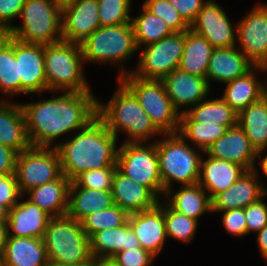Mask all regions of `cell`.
Masks as SVG:
<instances>
[{"label": "cell", "mask_w": 267, "mask_h": 266, "mask_svg": "<svg viewBox=\"0 0 267 266\" xmlns=\"http://www.w3.org/2000/svg\"><path fill=\"white\" fill-rule=\"evenodd\" d=\"M50 93V99L20 103L31 147L55 148L59 137L80 131L97 117V98L92 91Z\"/></svg>", "instance_id": "6da1fadb"}, {"label": "cell", "mask_w": 267, "mask_h": 266, "mask_svg": "<svg viewBox=\"0 0 267 266\" xmlns=\"http://www.w3.org/2000/svg\"><path fill=\"white\" fill-rule=\"evenodd\" d=\"M73 138L56 143L61 171L71 182L81 173L103 167H117L118 137L96 117Z\"/></svg>", "instance_id": "7a4b0ae2"}, {"label": "cell", "mask_w": 267, "mask_h": 266, "mask_svg": "<svg viewBox=\"0 0 267 266\" xmlns=\"http://www.w3.org/2000/svg\"><path fill=\"white\" fill-rule=\"evenodd\" d=\"M118 87L105 104L97 99V117L116 137L124 133L123 143L152 142L163 134L154 126L134 94L118 79Z\"/></svg>", "instance_id": "3957f363"}, {"label": "cell", "mask_w": 267, "mask_h": 266, "mask_svg": "<svg viewBox=\"0 0 267 266\" xmlns=\"http://www.w3.org/2000/svg\"><path fill=\"white\" fill-rule=\"evenodd\" d=\"M47 92L91 91L81 45L67 41L44 45Z\"/></svg>", "instance_id": "277c9868"}, {"label": "cell", "mask_w": 267, "mask_h": 266, "mask_svg": "<svg viewBox=\"0 0 267 266\" xmlns=\"http://www.w3.org/2000/svg\"><path fill=\"white\" fill-rule=\"evenodd\" d=\"M162 136L164 138L153 142L156 144L159 158L164 195L166 191L173 188L174 182L181 186L197 184L202 150L191 147L179 133Z\"/></svg>", "instance_id": "5b68a950"}, {"label": "cell", "mask_w": 267, "mask_h": 266, "mask_svg": "<svg viewBox=\"0 0 267 266\" xmlns=\"http://www.w3.org/2000/svg\"><path fill=\"white\" fill-rule=\"evenodd\" d=\"M84 62L110 64L117 67L118 78L132 70L123 68V64L139 52L132 22L116 26H100L82 44Z\"/></svg>", "instance_id": "8992f818"}, {"label": "cell", "mask_w": 267, "mask_h": 266, "mask_svg": "<svg viewBox=\"0 0 267 266\" xmlns=\"http://www.w3.org/2000/svg\"><path fill=\"white\" fill-rule=\"evenodd\" d=\"M21 24L6 33L27 43L48 45L62 40V6L56 0H25Z\"/></svg>", "instance_id": "52a82bcc"}, {"label": "cell", "mask_w": 267, "mask_h": 266, "mask_svg": "<svg viewBox=\"0 0 267 266\" xmlns=\"http://www.w3.org/2000/svg\"><path fill=\"white\" fill-rule=\"evenodd\" d=\"M49 262L61 264H91L90 240L81 222L68 217H53L43 236Z\"/></svg>", "instance_id": "ba28073f"}, {"label": "cell", "mask_w": 267, "mask_h": 266, "mask_svg": "<svg viewBox=\"0 0 267 266\" xmlns=\"http://www.w3.org/2000/svg\"><path fill=\"white\" fill-rule=\"evenodd\" d=\"M118 79L134 94L162 134L178 133L181 114L167 95L162 80L141 79L132 73Z\"/></svg>", "instance_id": "9c48e42d"}, {"label": "cell", "mask_w": 267, "mask_h": 266, "mask_svg": "<svg viewBox=\"0 0 267 266\" xmlns=\"http://www.w3.org/2000/svg\"><path fill=\"white\" fill-rule=\"evenodd\" d=\"M116 166L122 174L148 187L160 200L163 199L164 189L155 142L120 144Z\"/></svg>", "instance_id": "30bf717a"}, {"label": "cell", "mask_w": 267, "mask_h": 266, "mask_svg": "<svg viewBox=\"0 0 267 266\" xmlns=\"http://www.w3.org/2000/svg\"><path fill=\"white\" fill-rule=\"evenodd\" d=\"M184 50V31L142 47L132 74L141 79L162 80L179 67Z\"/></svg>", "instance_id": "8fae6325"}, {"label": "cell", "mask_w": 267, "mask_h": 266, "mask_svg": "<svg viewBox=\"0 0 267 266\" xmlns=\"http://www.w3.org/2000/svg\"><path fill=\"white\" fill-rule=\"evenodd\" d=\"M15 175L22 195L62 175L55 148L30 147L18 154Z\"/></svg>", "instance_id": "7c38bea8"}, {"label": "cell", "mask_w": 267, "mask_h": 266, "mask_svg": "<svg viewBox=\"0 0 267 266\" xmlns=\"http://www.w3.org/2000/svg\"><path fill=\"white\" fill-rule=\"evenodd\" d=\"M238 49L258 66L267 61V3H257L237 23Z\"/></svg>", "instance_id": "4fadbf2b"}, {"label": "cell", "mask_w": 267, "mask_h": 266, "mask_svg": "<svg viewBox=\"0 0 267 266\" xmlns=\"http://www.w3.org/2000/svg\"><path fill=\"white\" fill-rule=\"evenodd\" d=\"M231 23L220 4L207 0L190 29L206 38L214 48H226L237 44V24Z\"/></svg>", "instance_id": "5bb4252c"}, {"label": "cell", "mask_w": 267, "mask_h": 266, "mask_svg": "<svg viewBox=\"0 0 267 266\" xmlns=\"http://www.w3.org/2000/svg\"><path fill=\"white\" fill-rule=\"evenodd\" d=\"M101 26L98 0H74L62 5V40L81 45Z\"/></svg>", "instance_id": "9a60e30c"}, {"label": "cell", "mask_w": 267, "mask_h": 266, "mask_svg": "<svg viewBox=\"0 0 267 266\" xmlns=\"http://www.w3.org/2000/svg\"><path fill=\"white\" fill-rule=\"evenodd\" d=\"M14 53L21 79V94L47 92L44 45L27 44L14 38Z\"/></svg>", "instance_id": "2e32d148"}, {"label": "cell", "mask_w": 267, "mask_h": 266, "mask_svg": "<svg viewBox=\"0 0 267 266\" xmlns=\"http://www.w3.org/2000/svg\"><path fill=\"white\" fill-rule=\"evenodd\" d=\"M258 168L246 171L233 185L217 194L212 201V213L245 208L267 195ZM265 185V186H264Z\"/></svg>", "instance_id": "e0dca14e"}, {"label": "cell", "mask_w": 267, "mask_h": 266, "mask_svg": "<svg viewBox=\"0 0 267 266\" xmlns=\"http://www.w3.org/2000/svg\"><path fill=\"white\" fill-rule=\"evenodd\" d=\"M162 81L167 95L180 114L206 99L211 90L206 78L188 74L179 68L166 75Z\"/></svg>", "instance_id": "ac0fdd59"}, {"label": "cell", "mask_w": 267, "mask_h": 266, "mask_svg": "<svg viewBox=\"0 0 267 266\" xmlns=\"http://www.w3.org/2000/svg\"><path fill=\"white\" fill-rule=\"evenodd\" d=\"M128 222L140 247L158 257L168 239L164 221V199L152 209L129 214Z\"/></svg>", "instance_id": "d6986e66"}, {"label": "cell", "mask_w": 267, "mask_h": 266, "mask_svg": "<svg viewBox=\"0 0 267 266\" xmlns=\"http://www.w3.org/2000/svg\"><path fill=\"white\" fill-rule=\"evenodd\" d=\"M23 197L25 195L9 210L6 222L8 236L42 239L52 217Z\"/></svg>", "instance_id": "ffe728a7"}, {"label": "cell", "mask_w": 267, "mask_h": 266, "mask_svg": "<svg viewBox=\"0 0 267 266\" xmlns=\"http://www.w3.org/2000/svg\"><path fill=\"white\" fill-rule=\"evenodd\" d=\"M205 153L211 158L227 160L243 166L247 171L256 165V150L246 133L237 124L216 140Z\"/></svg>", "instance_id": "44dd1931"}, {"label": "cell", "mask_w": 267, "mask_h": 266, "mask_svg": "<svg viewBox=\"0 0 267 266\" xmlns=\"http://www.w3.org/2000/svg\"><path fill=\"white\" fill-rule=\"evenodd\" d=\"M112 200L128 214L152 209L160 201L148 187L122 174L117 168L112 179Z\"/></svg>", "instance_id": "7402d4cb"}, {"label": "cell", "mask_w": 267, "mask_h": 266, "mask_svg": "<svg viewBox=\"0 0 267 266\" xmlns=\"http://www.w3.org/2000/svg\"><path fill=\"white\" fill-rule=\"evenodd\" d=\"M201 158L198 184L208 192L211 200L233 185L247 170L236 163L209 157Z\"/></svg>", "instance_id": "603a6c76"}, {"label": "cell", "mask_w": 267, "mask_h": 266, "mask_svg": "<svg viewBox=\"0 0 267 266\" xmlns=\"http://www.w3.org/2000/svg\"><path fill=\"white\" fill-rule=\"evenodd\" d=\"M255 65L241 52L237 46L214 48L207 72V82L225 84L235 78L244 76Z\"/></svg>", "instance_id": "cb8c5ba5"}, {"label": "cell", "mask_w": 267, "mask_h": 266, "mask_svg": "<svg viewBox=\"0 0 267 266\" xmlns=\"http://www.w3.org/2000/svg\"><path fill=\"white\" fill-rule=\"evenodd\" d=\"M0 143L18 153L31 147L20 102L0 101Z\"/></svg>", "instance_id": "d4e9b609"}, {"label": "cell", "mask_w": 267, "mask_h": 266, "mask_svg": "<svg viewBox=\"0 0 267 266\" xmlns=\"http://www.w3.org/2000/svg\"><path fill=\"white\" fill-rule=\"evenodd\" d=\"M89 240L93 260H110L121 250L140 247L128 221L120 227L98 231Z\"/></svg>", "instance_id": "484cf974"}, {"label": "cell", "mask_w": 267, "mask_h": 266, "mask_svg": "<svg viewBox=\"0 0 267 266\" xmlns=\"http://www.w3.org/2000/svg\"><path fill=\"white\" fill-rule=\"evenodd\" d=\"M70 183L71 181L62 174L55 181L32 188L24 195L52 218L65 216L68 209Z\"/></svg>", "instance_id": "4316f807"}, {"label": "cell", "mask_w": 267, "mask_h": 266, "mask_svg": "<svg viewBox=\"0 0 267 266\" xmlns=\"http://www.w3.org/2000/svg\"><path fill=\"white\" fill-rule=\"evenodd\" d=\"M48 263L43 239L8 236L3 266H47Z\"/></svg>", "instance_id": "83f0119b"}, {"label": "cell", "mask_w": 267, "mask_h": 266, "mask_svg": "<svg viewBox=\"0 0 267 266\" xmlns=\"http://www.w3.org/2000/svg\"><path fill=\"white\" fill-rule=\"evenodd\" d=\"M163 199L176 212L198 222L200 216L206 212L212 213L211 198L198 183L182 186L177 191L170 188L165 192Z\"/></svg>", "instance_id": "f1b7e54d"}, {"label": "cell", "mask_w": 267, "mask_h": 266, "mask_svg": "<svg viewBox=\"0 0 267 266\" xmlns=\"http://www.w3.org/2000/svg\"><path fill=\"white\" fill-rule=\"evenodd\" d=\"M255 71L259 72L260 68L255 66L244 76L225 83L221 98L237 113L263 97V81L256 76Z\"/></svg>", "instance_id": "f546056e"}, {"label": "cell", "mask_w": 267, "mask_h": 266, "mask_svg": "<svg viewBox=\"0 0 267 266\" xmlns=\"http://www.w3.org/2000/svg\"><path fill=\"white\" fill-rule=\"evenodd\" d=\"M214 47L191 29L184 31V50L179 69L188 74L206 78Z\"/></svg>", "instance_id": "4dcf8cb0"}, {"label": "cell", "mask_w": 267, "mask_h": 266, "mask_svg": "<svg viewBox=\"0 0 267 266\" xmlns=\"http://www.w3.org/2000/svg\"><path fill=\"white\" fill-rule=\"evenodd\" d=\"M113 205L112 191L69 187L67 216L78 222L93 212Z\"/></svg>", "instance_id": "1f68e13d"}, {"label": "cell", "mask_w": 267, "mask_h": 266, "mask_svg": "<svg viewBox=\"0 0 267 266\" xmlns=\"http://www.w3.org/2000/svg\"><path fill=\"white\" fill-rule=\"evenodd\" d=\"M237 117L238 113L219 97L202 100L187 112L181 114L180 122L217 123L232 128L237 125Z\"/></svg>", "instance_id": "d6a6232c"}, {"label": "cell", "mask_w": 267, "mask_h": 266, "mask_svg": "<svg viewBox=\"0 0 267 266\" xmlns=\"http://www.w3.org/2000/svg\"><path fill=\"white\" fill-rule=\"evenodd\" d=\"M237 124L255 150L267 148V99L250 104L238 113Z\"/></svg>", "instance_id": "836d02e7"}, {"label": "cell", "mask_w": 267, "mask_h": 266, "mask_svg": "<svg viewBox=\"0 0 267 266\" xmlns=\"http://www.w3.org/2000/svg\"><path fill=\"white\" fill-rule=\"evenodd\" d=\"M0 93L21 95V79L14 53V38L0 34Z\"/></svg>", "instance_id": "e575fe53"}, {"label": "cell", "mask_w": 267, "mask_h": 266, "mask_svg": "<svg viewBox=\"0 0 267 266\" xmlns=\"http://www.w3.org/2000/svg\"><path fill=\"white\" fill-rule=\"evenodd\" d=\"M141 8L143 12L131 19L138 50L173 33L160 17L153 15L143 5Z\"/></svg>", "instance_id": "d590c367"}, {"label": "cell", "mask_w": 267, "mask_h": 266, "mask_svg": "<svg viewBox=\"0 0 267 266\" xmlns=\"http://www.w3.org/2000/svg\"><path fill=\"white\" fill-rule=\"evenodd\" d=\"M229 128L217 123L180 122L178 133L197 149L205 152L216 140L225 135Z\"/></svg>", "instance_id": "8d00e7d4"}, {"label": "cell", "mask_w": 267, "mask_h": 266, "mask_svg": "<svg viewBox=\"0 0 267 266\" xmlns=\"http://www.w3.org/2000/svg\"><path fill=\"white\" fill-rule=\"evenodd\" d=\"M129 214L117 205H112L101 211H96L81 221L82 229L90 238L94 233L120 227L128 221Z\"/></svg>", "instance_id": "74e56055"}, {"label": "cell", "mask_w": 267, "mask_h": 266, "mask_svg": "<svg viewBox=\"0 0 267 266\" xmlns=\"http://www.w3.org/2000/svg\"><path fill=\"white\" fill-rule=\"evenodd\" d=\"M164 221L167 238L189 244L194 240L199 222L173 210L164 201Z\"/></svg>", "instance_id": "f35d334b"}, {"label": "cell", "mask_w": 267, "mask_h": 266, "mask_svg": "<svg viewBox=\"0 0 267 266\" xmlns=\"http://www.w3.org/2000/svg\"><path fill=\"white\" fill-rule=\"evenodd\" d=\"M132 0H98L101 26H116L130 23Z\"/></svg>", "instance_id": "ab89813d"}, {"label": "cell", "mask_w": 267, "mask_h": 266, "mask_svg": "<svg viewBox=\"0 0 267 266\" xmlns=\"http://www.w3.org/2000/svg\"><path fill=\"white\" fill-rule=\"evenodd\" d=\"M142 5L153 15L166 22L172 32H183L190 29V26L168 0H145Z\"/></svg>", "instance_id": "60d3db41"}, {"label": "cell", "mask_w": 267, "mask_h": 266, "mask_svg": "<svg viewBox=\"0 0 267 266\" xmlns=\"http://www.w3.org/2000/svg\"><path fill=\"white\" fill-rule=\"evenodd\" d=\"M116 168L117 167H103L83 172L70 183V187L112 191V179Z\"/></svg>", "instance_id": "b9f144b4"}, {"label": "cell", "mask_w": 267, "mask_h": 266, "mask_svg": "<svg viewBox=\"0 0 267 266\" xmlns=\"http://www.w3.org/2000/svg\"><path fill=\"white\" fill-rule=\"evenodd\" d=\"M156 256L141 247L121 250L110 261L115 266H151Z\"/></svg>", "instance_id": "7bdbcfd3"}, {"label": "cell", "mask_w": 267, "mask_h": 266, "mask_svg": "<svg viewBox=\"0 0 267 266\" xmlns=\"http://www.w3.org/2000/svg\"><path fill=\"white\" fill-rule=\"evenodd\" d=\"M264 197L266 198V195L244 208L247 234H256L267 225V203L264 202Z\"/></svg>", "instance_id": "ee69618b"}, {"label": "cell", "mask_w": 267, "mask_h": 266, "mask_svg": "<svg viewBox=\"0 0 267 266\" xmlns=\"http://www.w3.org/2000/svg\"><path fill=\"white\" fill-rule=\"evenodd\" d=\"M222 226L227 233L233 237H243L247 235V226L243 208L222 211Z\"/></svg>", "instance_id": "f6af8a7d"}, {"label": "cell", "mask_w": 267, "mask_h": 266, "mask_svg": "<svg viewBox=\"0 0 267 266\" xmlns=\"http://www.w3.org/2000/svg\"><path fill=\"white\" fill-rule=\"evenodd\" d=\"M22 194L15 173L0 176V203L9 210L19 202Z\"/></svg>", "instance_id": "bcb514c9"}, {"label": "cell", "mask_w": 267, "mask_h": 266, "mask_svg": "<svg viewBox=\"0 0 267 266\" xmlns=\"http://www.w3.org/2000/svg\"><path fill=\"white\" fill-rule=\"evenodd\" d=\"M25 0H0V34L7 33L19 18Z\"/></svg>", "instance_id": "7dc6e473"}, {"label": "cell", "mask_w": 267, "mask_h": 266, "mask_svg": "<svg viewBox=\"0 0 267 266\" xmlns=\"http://www.w3.org/2000/svg\"><path fill=\"white\" fill-rule=\"evenodd\" d=\"M190 26L207 0H168Z\"/></svg>", "instance_id": "c3c4849f"}, {"label": "cell", "mask_w": 267, "mask_h": 266, "mask_svg": "<svg viewBox=\"0 0 267 266\" xmlns=\"http://www.w3.org/2000/svg\"><path fill=\"white\" fill-rule=\"evenodd\" d=\"M18 152L0 143V176L15 173Z\"/></svg>", "instance_id": "681fc988"}, {"label": "cell", "mask_w": 267, "mask_h": 266, "mask_svg": "<svg viewBox=\"0 0 267 266\" xmlns=\"http://www.w3.org/2000/svg\"><path fill=\"white\" fill-rule=\"evenodd\" d=\"M255 236L262 258L267 262V225L257 232Z\"/></svg>", "instance_id": "f907efd6"}, {"label": "cell", "mask_w": 267, "mask_h": 266, "mask_svg": "<svg viewBox=\"0 0 267 266\" xmlns=\"http://www.w3.org/2000/svg\"><path fill=\"white\" fill-rule=\"evenodd\" d=\"M8 232L6 222H0V255H4L5 245L7 243Z\"/></svg>", "instance_id": "816d5d0a"}, {"label": "cell", "mask_w": 267, "mask_h": 266, "mask_svg": "<svg viewBox=\"0 0 267 266\" xmlns=\"http://www.w3.org/2000/svg\"><path fill=\"white\" fill-rule=\"evenodd\" d=\"M266 150L267 148H261V149L256 150L255 159H258L260 161V165H261L260 167H261L262 173L266 175L267 177V155H263V153L266 152Z\"/></svg>", "instance_id": "f5cc1de1"}, {"label": "cell", "mask_w": 267, "mask_h": 266, "mask_svg": "<svg viewBox=\"0 0 267 266\" xmlns=\"http://www.w3.org/2000/svg\"><path fill=\"white\" fill-rule=\"evenodd\" d=\"M260 68V72H266L267 73V61L262 62L261 64L258 65ZM262 87H263V98L267 99V80L262 82ZM266 83V84H265Z\"/></svg>", "instance_id": "db71d44e"}, {"label": "cell", "mask_w": 267, "mask_h": 266, "mask_svg": "<svg viewBox=\"0 0 267 266\" xmlns=\"http://www.w3.org/2000/svg\"><path fill=\"white\" fill-rule=\"evenodd\" d=\"M9 216V209L0 203V222H7Z\"/></svg>", "instance_id": "11a10c76"}, {"label": "cell", "mask_w": 267, "mask_h": 266, "mask_svg": "<svg viewBox=\"0 0 267 266\" xmlns=\"http://www.w3.org/2000/svg\"><path fill=\"white\" fill-rule=\"evenodd\" d=\"M91 266H115L110 260H93Z\"/></svg>", "instance_id": "9f6ffc18"}, {"label": "cell", "mask_w": 267, "mask_h": 266, "mask_svg": "<svg viewBox=\"0 0 267 266\" xmlns=\"http://www.w3.org/2000/svg\"><path fill=\"white\" fill-rule=\"evenodd\" d=\"M47 266H91V264L71 265V264H61V263L49 262Z\"/></svg>", "instance_id": "6f0895ef"}, {"label": "cell", "mask_w": 267, "mask_h": 266, "mask_svg": "<svg viewBox=\"0 0 267 266\" xmlns=\"http://www.w3.org/2000/svg\"><path fill=\"white\" fill-rule=\"evenodd\" d=\"M61 6L64 5V4H67L69 2H72L74 0H56Z\"/></svg>", "instance_id": "680465c9"}, {"label": "cell", "mask_w": 267, "mask_h": 266, "mask_svg": "<svg viewBox=\"0 0 267 266\" xmlns=\"http://www.w3.org/2000/svg\"><path fill=\"white\" fill-rule=\"evenodd\" d=\"M0 266H3V256L0 255Z\"/></svg>", "instance_id": "91938a15"}]
</instances>
